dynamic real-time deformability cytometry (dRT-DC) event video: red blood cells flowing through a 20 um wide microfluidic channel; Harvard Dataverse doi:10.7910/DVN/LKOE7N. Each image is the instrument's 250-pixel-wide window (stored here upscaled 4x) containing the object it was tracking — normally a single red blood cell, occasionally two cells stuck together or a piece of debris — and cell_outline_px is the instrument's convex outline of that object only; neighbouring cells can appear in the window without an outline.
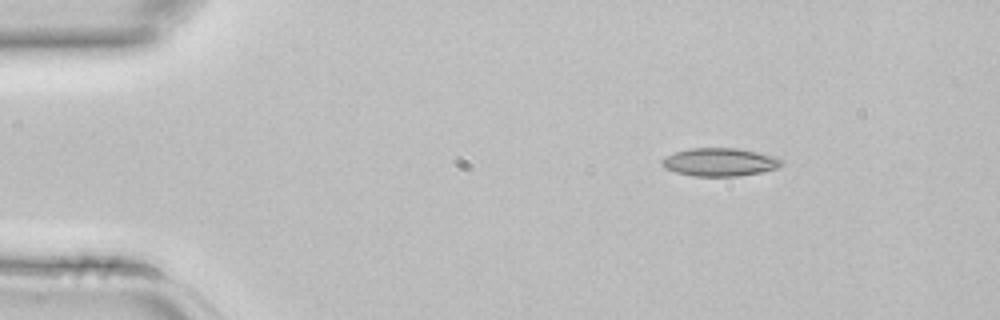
{"species": "common noctule bat (a hibernating species)", "species_latin": "Nyctalus noctula", "temperature_condition": "room temperature", "stored_images_in_passage": 2, "camera_frame_rate_fps": 3000, "um_per_image_px": 0.085, "animal": {"sex": "female", "body_mass_g": 22.7, "forearm_length_mm": 54.2}, "frame": {"image": 1, "passage_image": 1, "time_ms": 0.0, "image_size_px": [1000, 320], "cell_outline_px": [[780, 164], [776, 168], [760, 172], [740, 176], [692, 176], [676, 172], [664, 168], [660, 164], [660, 160], [664, 156], [676, 152], [692, 148], [736, 148], [756, 152], [772, 156], [780, 160]], "centroid_in_image_um": [61.08, 13.78], "position_along_channel_um": 23.9, "area_um2": 19.36}}